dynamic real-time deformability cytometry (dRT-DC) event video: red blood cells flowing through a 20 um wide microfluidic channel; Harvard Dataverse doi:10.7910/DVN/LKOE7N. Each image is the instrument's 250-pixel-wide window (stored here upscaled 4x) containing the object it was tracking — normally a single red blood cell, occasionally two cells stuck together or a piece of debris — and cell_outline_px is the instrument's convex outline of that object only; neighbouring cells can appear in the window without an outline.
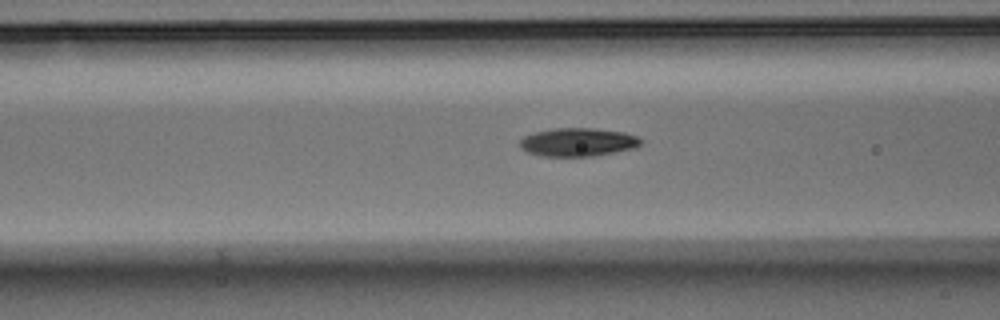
{"species": "Egyptian fruit bat (a non-hibernating species)", "species_latin": "Rousettus aegyptiacus", "temperature_condition": "warm", "stored_images_in_passage": 26, "camera_frame_rate_fps": 3000, "um_per_image_px": 0.085, "animal": {"sex": "male"}, "frame": {"image": 1, "passage_image": 4, "time_ms": 1.0, "image_size_px": [1000, 320], "cell_outline_px": [[644, 140], [636, 148], [596, 156], [540, 156], [528, 152], [520, 148], [520, 140], [524, 136], [536, 132], [552, 128], [592, 128], [624, 132], [636, 136]], "centroid_in_image_um": [49.14, 12.08], "position_along_channel_um": 117.5, "area_um2": 20.11}}
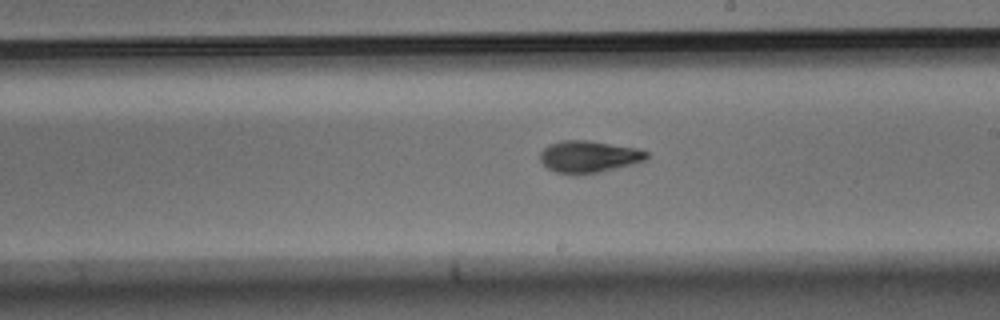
{"frame": {"image": 2, "passage_image": 13, "time_ms": 4.0, "image_size_px": [1000, 320], "cell_outline_px": [[648, 160], [632, 164], [596, 172], [556, 172], [548, 168], [540, 160], [540, 152], [548, 144], [560, 140], [588, 140], [636, 148], [648, 152]], "centroid_in_image_um": [50.05, 13.27], "position_along_channel_um": 238.9, "area_um2": 19.31}}
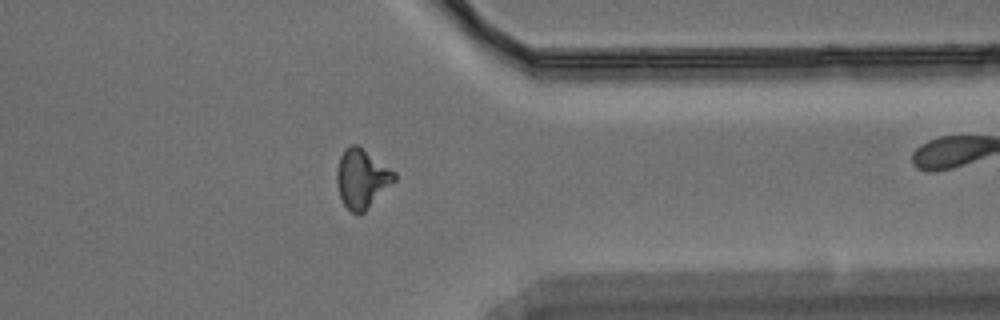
{"frame": {"image": 3, "passage_image": 24, "time_ms": 7.667, "image_size_px": [1000, 320], "cell_outline_px": [[396, 180], [364, 212], [356, 216], [344, 204], [340, 196], [336, 184], [336, 172], [340, 156], [344, 148], [352, 144], [356, 144], [396, 172]], "centroid_in_image_um": [30.74, 15.18], "position_along_channel_um": 380.7, "area_um2": 19.77}}